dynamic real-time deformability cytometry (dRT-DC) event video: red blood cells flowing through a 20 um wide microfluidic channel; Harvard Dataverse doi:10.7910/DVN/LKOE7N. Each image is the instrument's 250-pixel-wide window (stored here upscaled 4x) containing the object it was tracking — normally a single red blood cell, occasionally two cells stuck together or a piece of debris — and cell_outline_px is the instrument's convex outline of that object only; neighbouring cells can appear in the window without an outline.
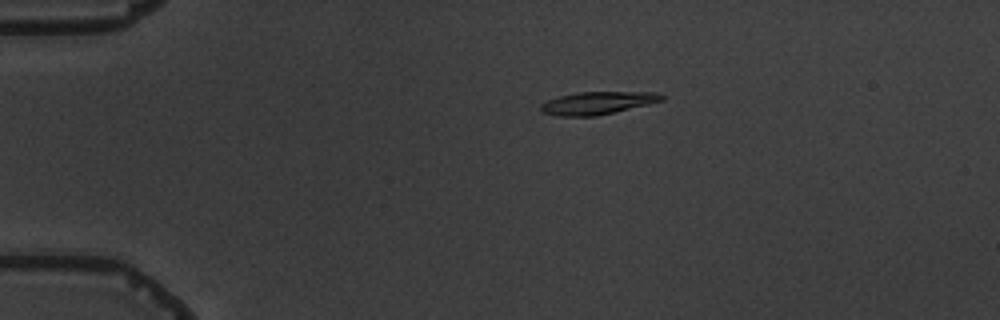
{"species": "common noctule bat (a hibernating species)", "species_latin": "Nyctalus noctula", "temperature_condition": "warm", "stored_images_in_passage": 8, "camera_frame_rate_fps": 3000, "um_per_image_px": 0.085, "animal": {"sex": "male", "body_mass_g": 19.5, "forearm_length_mm": 54.6}, "frame": {"image": 1, "passage_image": 1, "time_ms": 0.0, "image_size_px": [1000, 320], "cell_outline_px": [[664, 100], [648, 104], [596, 116], [560, 116], [540, 112], [540, 104], [548, 100], [560, 96], [580, 92], [660, 92], [664, 96]], "centroid_in_image_um": [50.79, 8.75], "position_along_channel_um": 34.2, "area_um2": 15.9}}
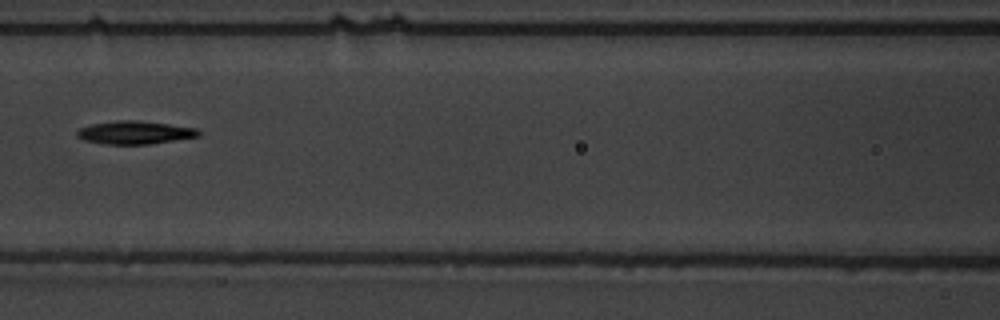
{"frame": {"image": 2, "passage_image": 5, "time_ms": 4.667, "image_size_px": [1000, 320], "cell_outline_px": [[200, 136], [152, 144], [104, 144], [84, 140], [76, 136], [76, 132], [80, 128], [92, 124], [116, 120], [136, 120], [168, 124], [196, 128], [200, 132]], "centroid_in_image_um": [11.45, 11.27], "position_along_channel_um": 155.1, "area_um2": 16.36}}
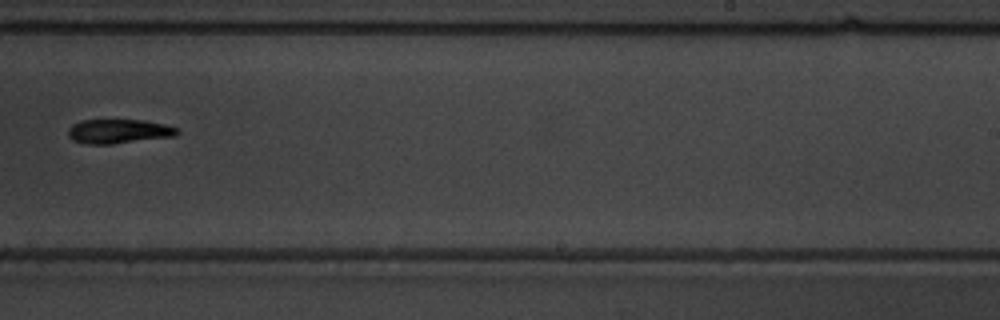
{"frame": {"image": 3, "passage_image": 8, "time_ms": 8.0, "image_size_px": [1000, 320], "cell_outline_px": [[180, 132], [176, 136], [112, 144], [84, 144], [72, 140], [68, 136], [68, 128], [72, 124], [80, 120], [144, 120], [164, 124], [176, 128]], "centroid_in_image_um": [10.05, 11.16], "position_along_channel_um": 278.9, "area_um2": 15.55}}